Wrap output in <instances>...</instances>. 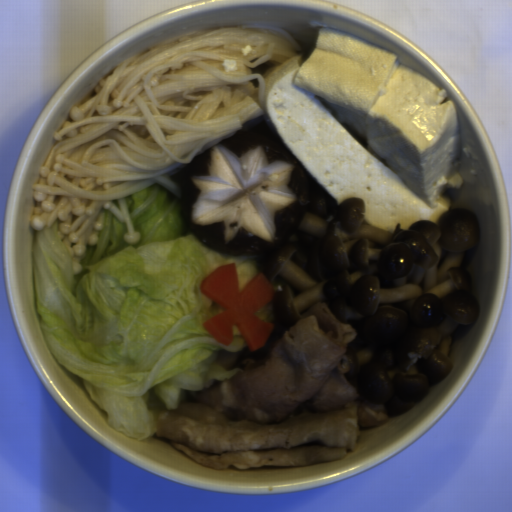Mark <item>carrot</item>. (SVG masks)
Listing matches in <instances>:
<instances>
[{
  "mask_svg": "<svg viewBox=\"0 0 512 512\" xmlns=\"http://www.w3.org/2000/svg\"><path fill=\"white\" fill-rule=\"evenodd\" d=\"M200 292L206 294L224 310L209 318L204 327L220 344L228 346L232 341L233 328H238L250 352L265 346L273 329V323L258 317L256 312L271 299V282L261 273L242 290L234 263L224 264L205 277Z\"/></svg>",
  "mask_w": 512,
  "mask_h": 512,
  "instance_id": "b8716197",
  "label": "carrot"
}]
</instances>
